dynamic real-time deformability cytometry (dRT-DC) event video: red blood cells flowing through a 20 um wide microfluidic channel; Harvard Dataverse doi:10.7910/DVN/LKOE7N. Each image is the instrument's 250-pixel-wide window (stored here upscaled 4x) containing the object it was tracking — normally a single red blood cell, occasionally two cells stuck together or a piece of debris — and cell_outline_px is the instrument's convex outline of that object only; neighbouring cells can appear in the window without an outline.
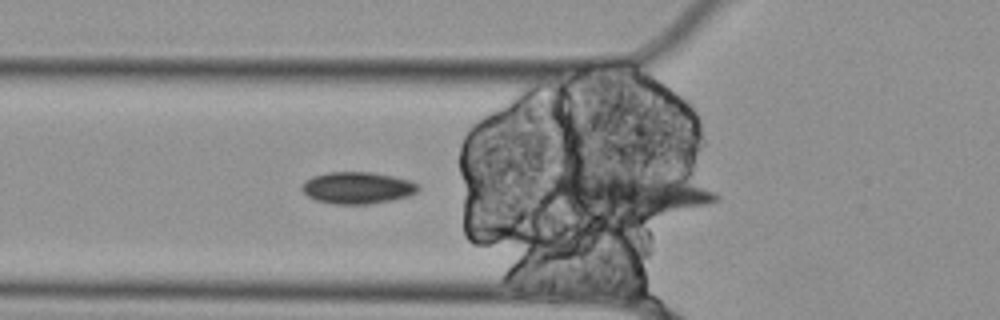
{"species": "Egyptian fruit bat (a non-hibernating species)", "species_latin": "Rousettus aegyptiacus", "temperature_condition": "cold", "stored_images_in_passage": 5, "camera_frame_rate_fps": 3000, "um_per_image_px": 0.085, "animal": {"sex": "female"}, "frame": {"image": 1, "passage_image": 3, "time_ms": 0.667, "image_size_px": [1000, 320], "cell_outline_px": [[420, 188], [416, 192], [408, 196], [392, 200], [368, 204], [336, 204], [316, 200], [308, 196], [300, 188], [312, 176], [328, 172], [368, 172], [392, 176], [408, 180], [420, 184]], "centroid_in_image_um": [30.4, 15.97], "position_along_channel_um": 95.4, "area_um2": 21.39}}